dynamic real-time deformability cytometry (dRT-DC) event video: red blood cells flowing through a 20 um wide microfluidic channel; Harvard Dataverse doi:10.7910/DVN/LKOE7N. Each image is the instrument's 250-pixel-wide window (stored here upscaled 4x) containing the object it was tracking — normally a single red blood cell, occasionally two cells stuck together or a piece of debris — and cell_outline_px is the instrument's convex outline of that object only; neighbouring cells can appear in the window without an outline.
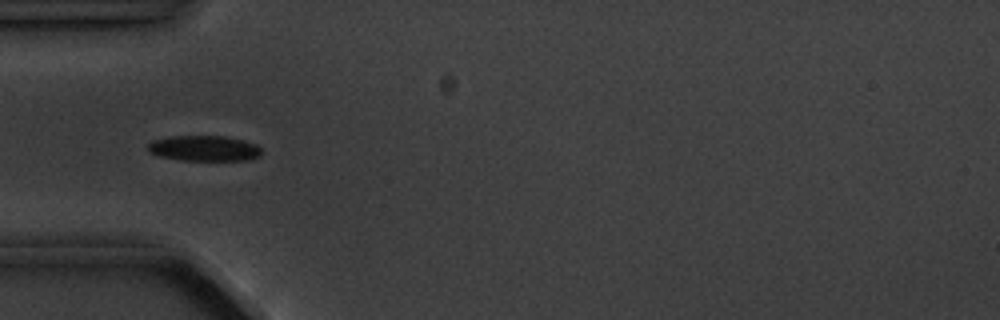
{"species": "common noctule bat (a hibernating species)", "species_latin": "Nyctalus noctula", "temperature_condition": "cold", "stored_images_in_passage": 10, "camera_frame_rate_fps": 3000, "um_per_image_px": 0.085, "animal": {"sex": "male", "body_mass_g": 20.1, "forearm_length_mm": 53.5}, "frame": {"image": 1, "passage_image": 5, "time_ms": 4.667, "image_size_px": [1000, 320], "cell_outline_px": [[260, 156], [252, 160], [180, 160], [160, 156], [148, 152], [148, 144], [152, 140], [172, 136], [224, 136], [244, 140], [256, 144], [260, 148]], "centroid_in_image_um": [17.36, 12.61], "position_along_channel_um": 67.6, "area_um2": 16.94}}